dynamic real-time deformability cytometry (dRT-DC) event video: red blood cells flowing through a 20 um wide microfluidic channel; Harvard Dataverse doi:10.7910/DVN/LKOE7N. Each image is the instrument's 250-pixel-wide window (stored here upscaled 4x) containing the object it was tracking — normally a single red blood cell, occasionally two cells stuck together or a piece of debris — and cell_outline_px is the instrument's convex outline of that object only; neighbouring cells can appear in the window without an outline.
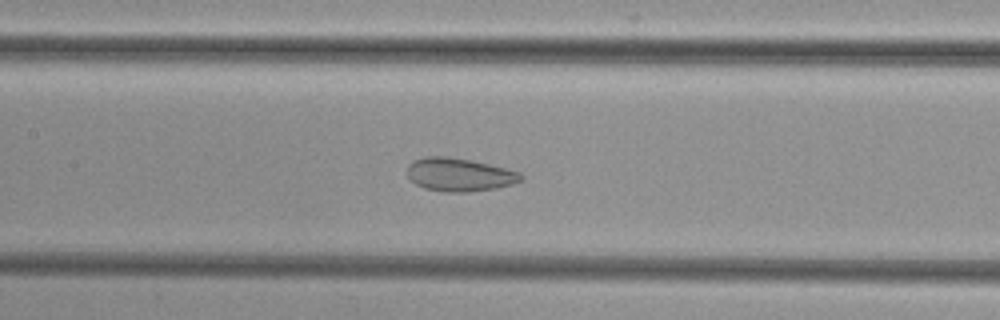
{"species": "common noctule bat (a hibernating species)", "species_latin": "Nyctalus noctula", "temperature_condition": "cold", "stored_images_in_passage": 35, "camera_frame_rate_fps": 3000, "um_per_image_px": 0.085, "animal": {"sex": "female", "body_mass_g": 29.2, "forearm_length_mm": 56.3}, "frame": {"image": 1, "passage_image": 8, "time_ms": 2.333, "image_size_px": [1000, 320], "cell_outline_px": [[524, 180], [512, 184], [496, 188], [468, 192], [444, 192], [424, 188], [416, 184], [408, 176], [408, 164], [412, 160], [424, 156], [444, 156], [472, 160], [520, 172], [524, 176]], "centroid_in_image_um": [39.05, 14.84], "position_along_channel_um": 168.4, "area_um2": 22.14}}
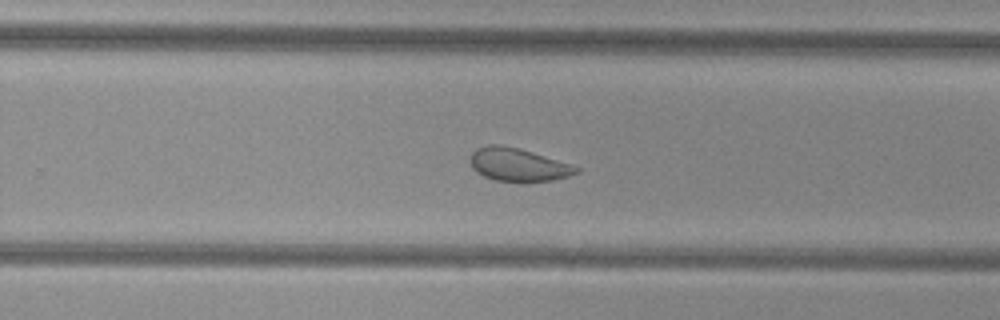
{"frame": {"image": 2, "passage_image": 17, "time_ms": 5.333, "image_size_px": [1000, 320], "cell_outline_px": [[580, 172], [568, 176], [552, 180], [496, 180], [484, 176], [476, 172], [472, 168], [472, 152], [476, 148], [488, 144], [500, 144], [520, 148], [580, 168]], "centroid_in_image_um": [44.01, 13.97], "position_along_channel_um": 285.8, "area_um2": 19.83}}
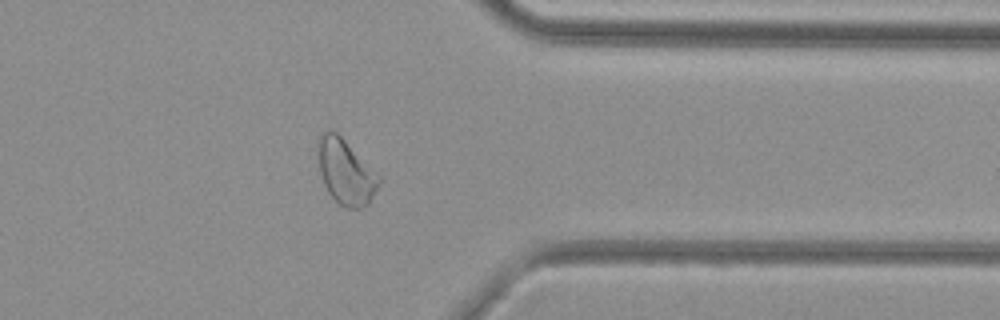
{"frame": {"image": 3, "passage_image": 25, "time_ms": 8.0, "image_size_px": [1000, 320], "cell_outline_px": [[380, 180], [368, 204], [360, 208], [344, 208], [328, 192], [324, 184], [320, 172], [316, 152], [316, 140], [328, 128], [332, 128], [380, 176]], "centroid_in_image_um": [29.32, 14.57], "position_along_channel_um": 382.1, "area_um2": 22.95}}